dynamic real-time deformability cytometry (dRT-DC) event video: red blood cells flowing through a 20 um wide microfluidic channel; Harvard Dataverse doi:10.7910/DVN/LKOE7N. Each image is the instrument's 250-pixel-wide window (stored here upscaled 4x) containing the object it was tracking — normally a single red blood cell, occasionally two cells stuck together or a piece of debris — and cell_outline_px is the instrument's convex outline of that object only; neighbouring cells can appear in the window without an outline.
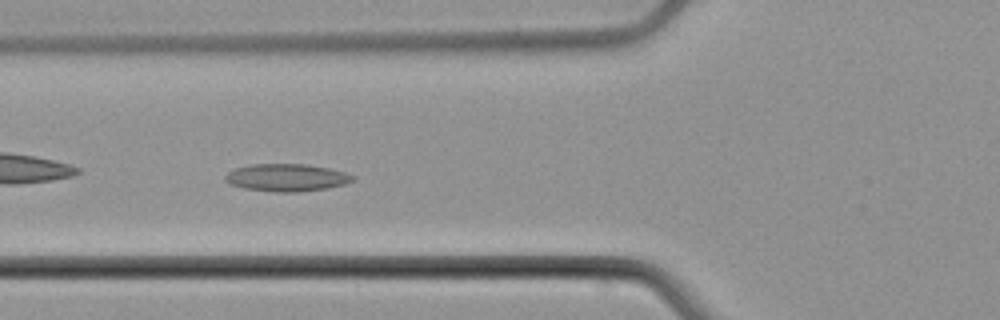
{"species": "common noctule bat (a hibernating species)", "species_latin": "Nyctalus noctula", "temperature_condition": "cold", "stored_images_in_passage": 8, "camera_frame_rate_fps": 3000, "um_per_image_px": 0.085, "animal": {"sex": "male", "body_mass_g": 21.5, "forearm_length_mm": 52.0}, "frame": {"image": 1, "passage_image": 5, "time_ms": 5.0, "image_size_px": [1000, 320], "cell_outline_px": [[356, 180], [344, 184], [328, 188], [300, 192], [276, 192], [244, 188], [232, 184], [224, 180], [224, 176], [228, 172], [236, 168], [252, 164], [304, 164], [328, 168], [344, 172], [356, 176]], "centroid_in_image_um": [24.39, 15.1], "position_along_channel_um": 101.4, "area_um2": 20.4}}
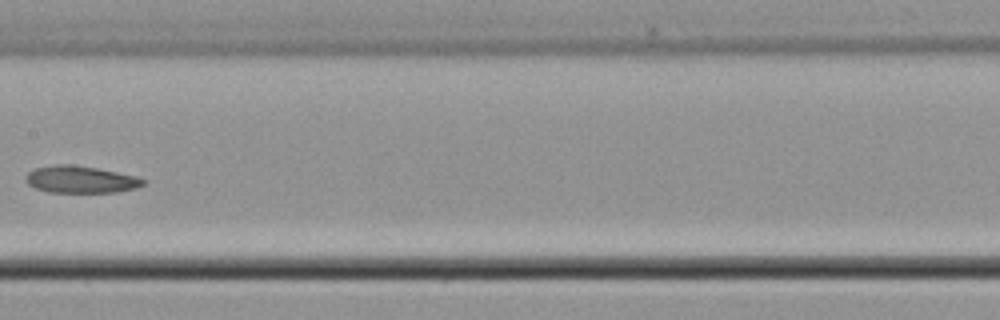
{"frame": {"image": 2, "passage_image": 7, "time_ms": 7.667, "image_size_px": [1000, 320], "cell_outline_px": [[148, 180], [144, 184], [136, 188], [116, 192], [48, 192], [36, 188], [28, 184], [24, 180], [24, 176], [28, 172], [36, 168], [56, 164], [68, 164], [96, 168], [136, 176]], "centroid_in_image_um": [6.84, 15.26], "position_along_channel_um": 200.6, "area_um2": 18.5}}
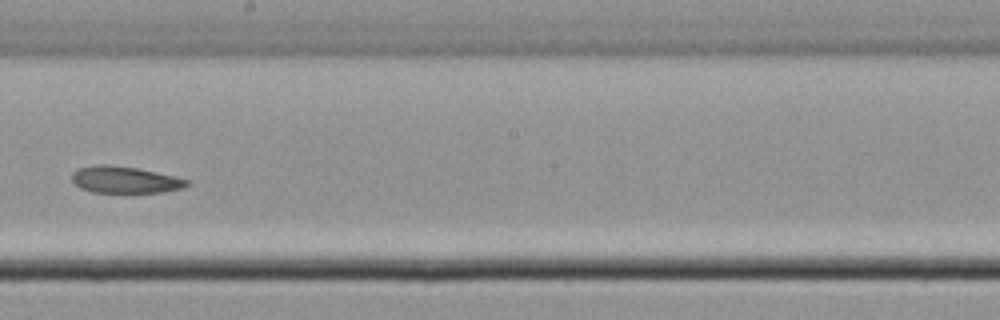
{"frame": {"image": 3, "passage_image": 8, "time_ms": 8.667, "image_size_px": [1000, 320], "cell_outline_px": [[188, 184], [184, 188], [164, 192], [92, 192], [80, 188], [72, 180], [72, 172], [80, 168], [100, 164], [108, 164], [136, 168], [156, 172], [188, 180]], "centroid_in_image_um": [10.6, 15.28], "position_along_channel_um": 237.6, "area_um2": 17.69}}